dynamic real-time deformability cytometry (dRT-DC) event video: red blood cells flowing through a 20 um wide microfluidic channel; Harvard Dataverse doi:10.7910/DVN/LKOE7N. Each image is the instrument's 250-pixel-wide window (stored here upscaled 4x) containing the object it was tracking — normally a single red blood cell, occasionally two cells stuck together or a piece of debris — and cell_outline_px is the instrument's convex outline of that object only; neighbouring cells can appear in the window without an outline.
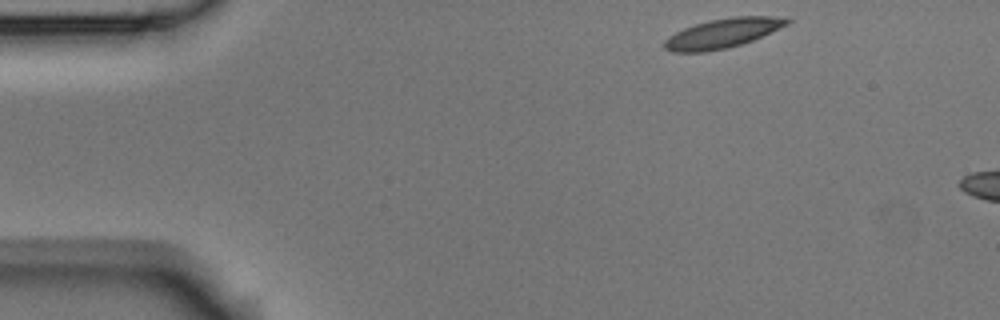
{"species": "Egyptian fruit bat (a non-hibernating species)", "species_latin": "Rousettus aegyptiacus", "temperature_condition": "room temperature", "stored_images_in_passage": 3, "camera_frame_rate_fps": 3000, "um_per_image_px": 0.085, "animal": {"sex": "male"}, "frame": {"image": 1, "passage_image": 1, "time_ms": 0.0, "image_size_px": [1000, 320], "cell_outline_px": [[792, 20], [788, 24], [752, 40], [740, 44], [724, 48], [704, 52], [672, 52], [664, 48], [664, 40], [668, 36], [684, 28], [696, 24], [712, 20], [732, 16], [772, 16]], "centroid_in_image_um": [61.38, 2.82], "position_along_channel_um": 23.6, "area_um2": 20.63}}